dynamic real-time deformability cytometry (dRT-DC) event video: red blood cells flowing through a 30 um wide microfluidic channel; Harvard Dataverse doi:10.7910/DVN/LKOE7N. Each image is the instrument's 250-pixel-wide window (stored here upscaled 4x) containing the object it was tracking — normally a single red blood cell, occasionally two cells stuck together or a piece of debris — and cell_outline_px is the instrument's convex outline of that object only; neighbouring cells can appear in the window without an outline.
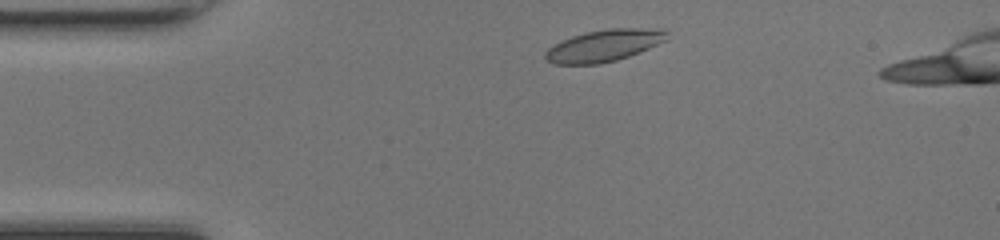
{"species": "common noctule bat (a hibernating species)", "species_latin": "Nyctalus noctula", "temperature_condition": "room temperature", "stored_images_in_passage": 41, "camera_frame_rate_fps": 3000, "um_per_image_px": 0.085, "animal": {"sex": "female", "body_mass_g": 17.0, "forearm_length_mm": 48.0}, "frame": {"image": 1, "passage_image": 3, "time_ms": 0.667, "image_size_px": [1000, 240], "cell_outline_px": [[668, 40], [640, 52], [616, 60], [600, 64], [552, 64], [544, 56], [544, 52], [548, 48], [572, 36], [588, 32], [608, 28], [668, 28]], "centroid_in_image_um": [51.42, 3.86], "position_along_channel_um": 33.6, "area_um2": 22.72}}
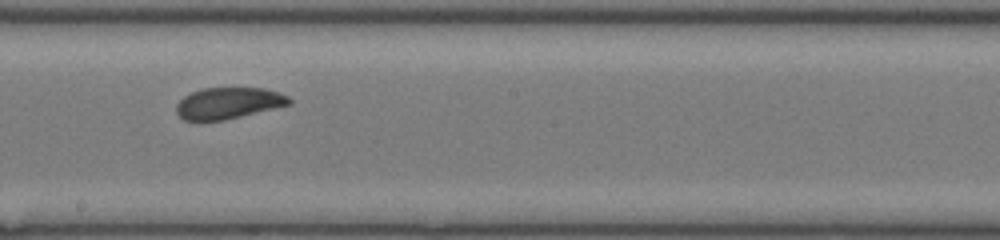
{"frame": {"image": 2, "passage_image": 20, "time_ms": 6.333, "image_size_px": [1000, 240], "cell_outline_px": [[292, 104], [224, 120], [184, 120], [176, 112], [176, 104], [184, 96], [200, 88], [264, 88], [280, 92], [288, 96], [292, 100]], "centroid_in_image_um": [19.43, 8.75], "position_along_channel_um": 228.8, "area_um2": 20.63}}
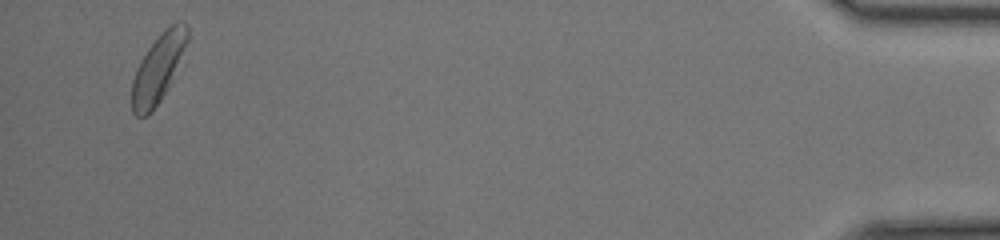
{"frame": {"image": 3, "passage_image": 40, "time_ms": 13.0, "image_size_px": [1000, 240], "cell_outline_px": [[188, 40], [168, 88], [160, 100], [144, 116], [136, 116], [132, 112], [132, 80], [136, 68], [148, 48], [176, 20], [184, 20], [188, 24]], "centroid_in_image_um": [13.45, 5.77], "position_along_channel_um": 421.8, "area_um2": 21.33}}